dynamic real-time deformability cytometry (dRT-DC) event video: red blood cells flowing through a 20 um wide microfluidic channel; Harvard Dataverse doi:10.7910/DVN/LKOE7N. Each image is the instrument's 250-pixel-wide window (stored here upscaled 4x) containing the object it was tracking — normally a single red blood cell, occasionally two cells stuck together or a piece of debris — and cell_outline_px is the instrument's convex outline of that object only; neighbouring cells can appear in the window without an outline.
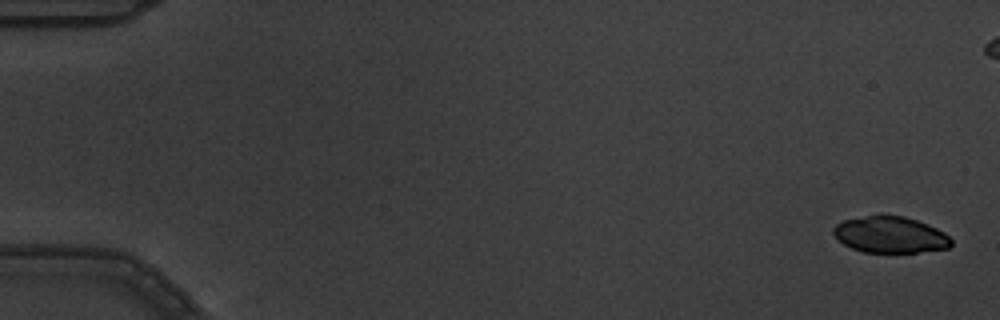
{"species": "common noctule bat (a hibernating species)", "species_latin": "Nyctalus noctula", "temperature_condition": "warm", "stored_images_in_passage": 6, "camera_frame_rate_fps": 3000, "um_per_image_px": 0.085, "animal": {"sex": "male", "body_mass_g": 19.5, "forearm_length_mm": 54.6}, "frame": {"image": 1, "passage_image": 1, "time_ms": 0.0, "image_size_px": [1000, 320], "cell_outline_px": [[952, 244], [948, 248], [916, 252], [864, 252], [852, 248], [844, 244], [832, 232], [832, 228], [836, 224], [844, 220], [880, 212], [904, 216], [928, 224], [944, 232], [952, 240]], "centroid_in_image_um": [75.65, 19.91], "position_along_channel_um": 9.3, "area_um2": 25.32}}